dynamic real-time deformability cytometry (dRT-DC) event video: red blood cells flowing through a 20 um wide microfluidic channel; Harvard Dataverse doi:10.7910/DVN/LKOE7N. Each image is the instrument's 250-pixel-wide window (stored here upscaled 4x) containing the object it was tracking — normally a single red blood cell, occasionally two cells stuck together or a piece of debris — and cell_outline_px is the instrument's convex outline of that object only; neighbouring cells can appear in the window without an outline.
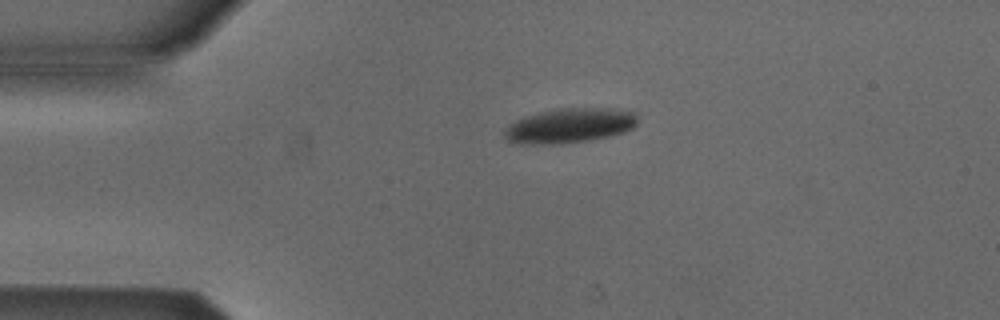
{"species": "Egyptian fruit bat (a non-hibernating species)", "species_latin": "Rousettus aegyptiacus", "temperature_condition": "cold", "stored_images_in_passage": 2, "camera_frame_rate_fps": 3000, "um_per_image_px": 0.085, "animal": {"sex": "male"}, "frame": {"image": 1, "passage_image": 1, "time_ms": 0.0, "image_size_px": [1000, 320], "cell_outline_px": [[636, 124], [632, 128], [624, 132], [592, 140], [556, 144], [520, 144], [508, 140], [504, 136], [504, 132], [508, 124], [524, 116], [556, 108], [612, 108], [636, 112]], "centroid_in_image_um": [48.41, 10.67], "position_along_channel_um": 36.6, "area_um2": 27.05}}